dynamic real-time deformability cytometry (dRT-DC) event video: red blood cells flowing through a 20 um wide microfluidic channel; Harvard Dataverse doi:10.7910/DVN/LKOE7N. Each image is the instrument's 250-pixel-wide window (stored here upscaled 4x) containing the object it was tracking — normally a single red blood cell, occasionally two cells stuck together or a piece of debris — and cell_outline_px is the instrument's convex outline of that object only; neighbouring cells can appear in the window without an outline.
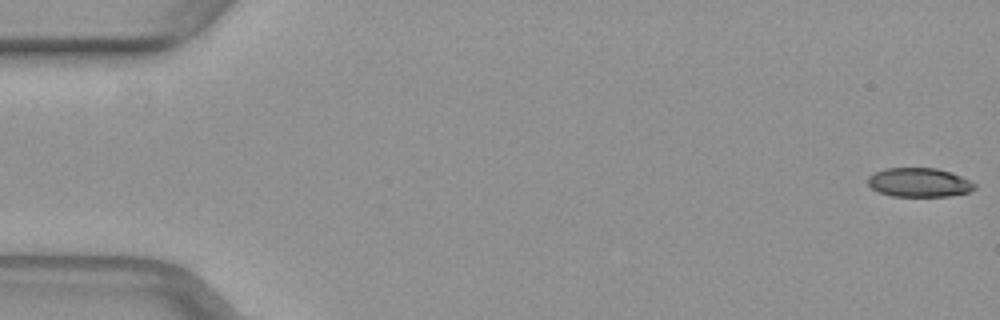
{"species": "common noctule bat (a hibernating species)", "species_latin": "Nyctalus noctula", "temperature_condition": "warm", "stored_images_in_passage": 51, "camera_frame_rate_fps": 3000, "um_per_image_px": 0.085, "animal": {"sex": "female", "body_mass_g": 29.2, "forearm_length_mm": 56.3}, "frame": {"image": 1, "passage_image": 1, "time_ms": 0.0, "image_size_px": [1000, 320], "cell_outline_px": [[976, 188], [968, 192], [948, 196], [892, 196], [880, 192], [872, 188], [868, 184], [868, 176], [872, 172], [884, 168], [936, 168], [960, 176], [976, 184]], "centroid_in_image_um": [78.09, 15.5], "position_along_channel_um": 6.9, "area_um2": 17.98}}
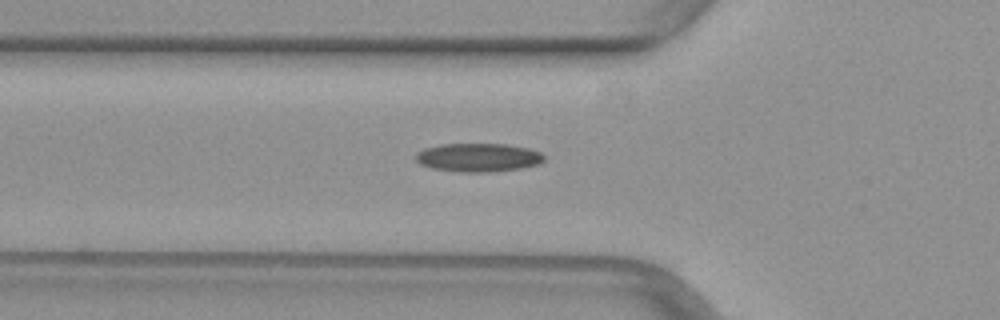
{"frame": {"image": 2, "passage_image": 18, "time_ms": 5.667, "image_size_px": [1000, 320], "cell_outline_px": [[544, 160], [536, 164], [520, 168], [488, 172], [464, 172], [432, 168], [420, 164], [416, 160], [416, 152], [424, 148], [440, 144], [508, 144], [528, 148], [540, 152], [544, 156]], "centroid_in_image_um": [40.62, 13.37], "position_along_channel_um": 85.2, "area_um2": 21.21}}
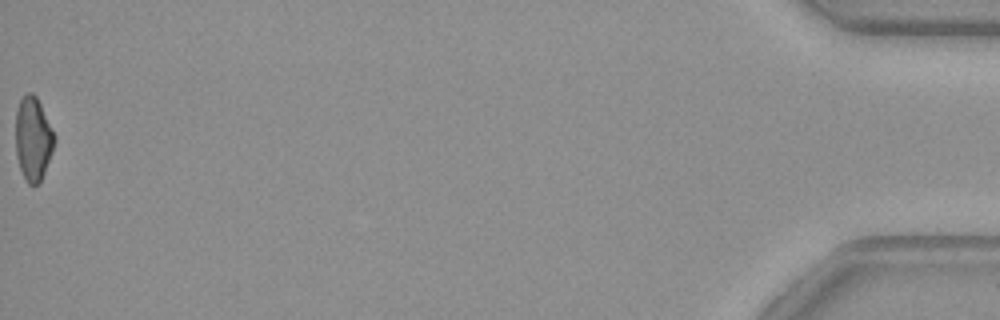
{"frame": {"image": 3, "passage_image": 51, "time_ms": 16.667, "image_size_px": [1000, 320], "cell_outline_px": [[56, 140], [52, 152], [44, 172], [40, 180], [36, 184], [28, 184], [20, 168], [16, 156], [16, 112], [20, 96], [28, 92], [32, 92], [36, 96], [56, 136]], "centroid_in_image_um": [2.81, 11.75], "position_along_channel_um": 432.4, "area_um2": 18.84}}